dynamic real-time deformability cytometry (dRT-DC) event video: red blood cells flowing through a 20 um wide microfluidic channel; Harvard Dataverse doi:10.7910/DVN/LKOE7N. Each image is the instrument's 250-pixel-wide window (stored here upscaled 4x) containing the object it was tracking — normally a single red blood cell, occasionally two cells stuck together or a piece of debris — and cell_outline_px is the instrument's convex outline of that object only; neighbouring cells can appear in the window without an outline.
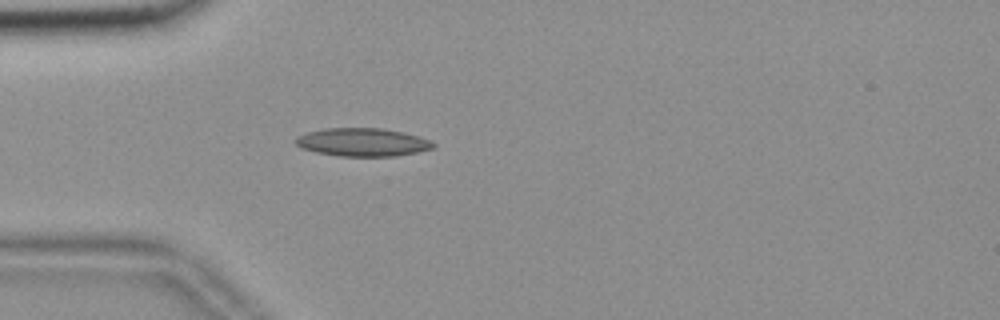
{"species": "common noctule bat (a hibernating species)", "species_latin": "Nyctalus noctula", "temperature_condition": "room temperature", "stored_images_in_passage": 43, "camera_frame_rate_fps": 3000, "um_per_image_px": 0.085, "animal": {"sex": "female", "body_mass_g": 18.4}, "frame": {"image": 1, "passage_image": 9, "time_ms": 2.667, "image_size_px": [1000, 320], "cell_outline_px": [[436, 144], [432, 148], [416, 152], [392, 156], [340, 156], [316, 152], [300, 148], [296, 144], [296, 136], [308, 132], [324, 128], [384, 128], [432, 140]], "centroid_in_image_um": [30.78, 12.08], "position_along_channel_um": 54.2, "area_um2": 22.43}}
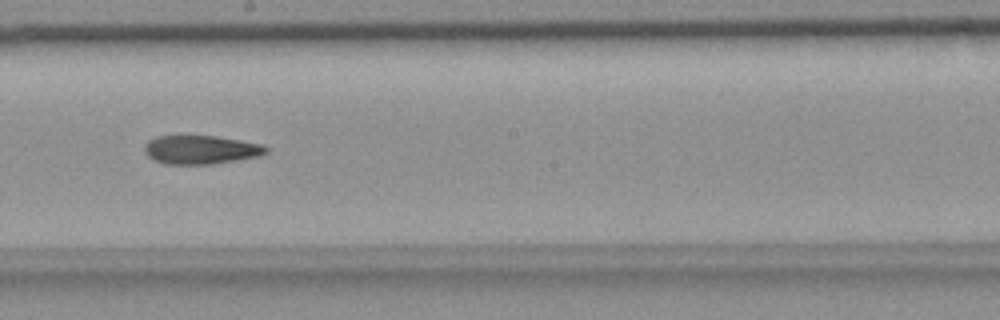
{"frame": {"image": 2, "passage_image": 24, "time_ms": 7.667, "image_size_px": [1000, 320], "cell_outline_px": [[268, 152], [256, 156], [236, 160], [212, 164], [164, 164], [152, 160], [144, 152], [144, 148], [148, 140], [156, 136], [212, 136], [240, 140], [264, 144], [268, 148]], "centroid_in_image_um": [17.04, 12.73], "position_along_channel_um": 231.2, "area_um2": 20.29}}
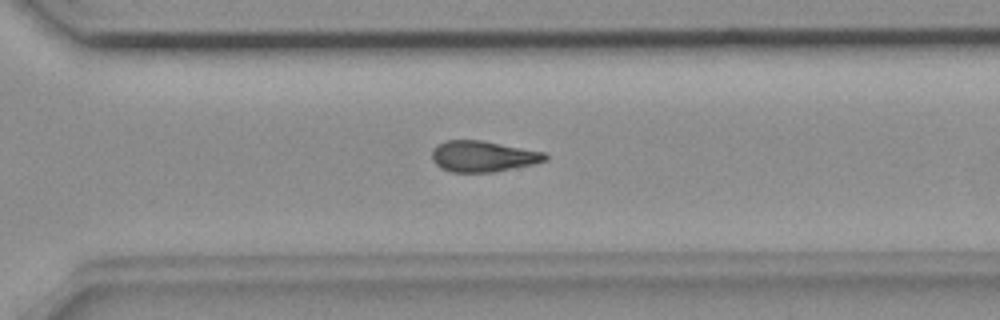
{"frame": {"image": 3, "passage_image": 32, "time_ms": 10.333, "image_size_px": [1000, 320], "cell_outline_px": [[548, 160], [536, 164], [492, 172], [452, 172], [440, 168], [432, 160], [432, 148], [436, 144], [444, 140], [480, 140], [544, 152], [548, 156]], "centroid_in_image_um": [41.03, 13.29], "position_along_channel_um": 329.6, "area_um2": 20.58}, "authors_computed_cell_mechanics": {"area_um2": 20.6924, "velocity_mm_per_s": 3.689, "shape_relaxation_time_tau1_ms": null, "shape_relaxation_time_tau2_ms": 4.3141, "deformation_change_tau1": null, "deformation_change_tau2": 0.1216}}